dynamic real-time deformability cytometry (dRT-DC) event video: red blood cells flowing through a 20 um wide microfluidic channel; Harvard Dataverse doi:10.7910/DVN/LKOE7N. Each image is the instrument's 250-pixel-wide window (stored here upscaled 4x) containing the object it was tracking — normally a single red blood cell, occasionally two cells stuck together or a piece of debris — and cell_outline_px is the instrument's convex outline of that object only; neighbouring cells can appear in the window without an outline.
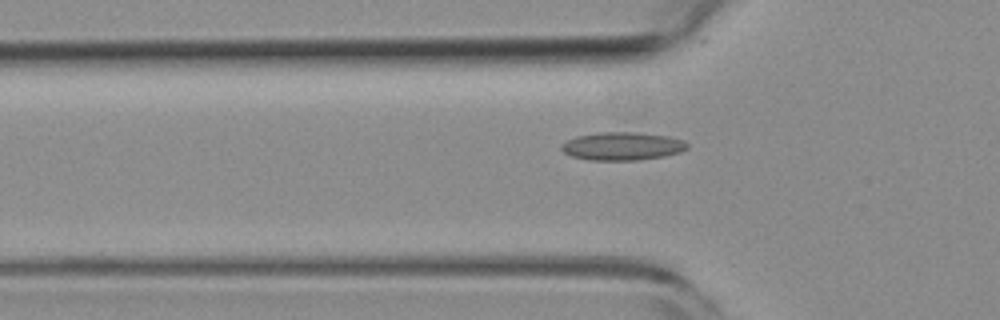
{"species": "common noctule bat (a hibernating species)", "species_latin": "Nyctalus noctula", "temperature_condition": "room temperature", "stored_images_in_passage": 44, "camera_frame_rate_fps": 3000, "um_per_image_px": 0.085, "animal": {"sex": "female", "body_mass_g": 19.3, "forearm_length_mm": 54.1}, "frame": {"image": 1, "passage_image": 12, "time_ms": 3.667, "image_size_px": [1000, 320], "cell_outline_px": [[688, 148], [680, 152], [664, 156], [636, 160], [588, 160], [572, 156], [564, 152], [560, 148], [560, 144], [576, 136], [600, 132], [636, 132], [668, 136], [684, 140], [688, 144]], "centroid_in_image_um": [52.89, 12.42], "position_along_channel_um": 72.9, "area_um2": 20.63}}
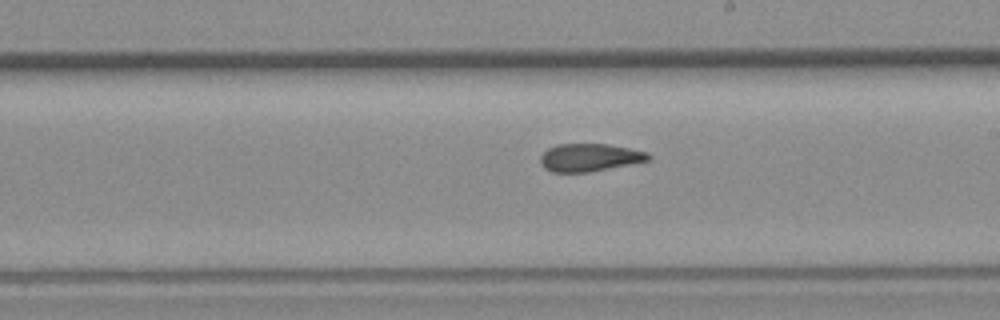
{"frame": {"image": 2, "passage_image": 25, "time_ms": 8.0, "image_size_px": [1000, 320], "cell_outline_px": [[652, 156], [648, 160], [588, 172], [552, 172], [544, 168], [540, 160], [540, 156], [548, 148], [556, 144], [608, 144], [648, 152]], "centroid_in_image_um": [50.08, 13.38], "position_along_channel_um": 238.9, "area_um2": 17.28}}
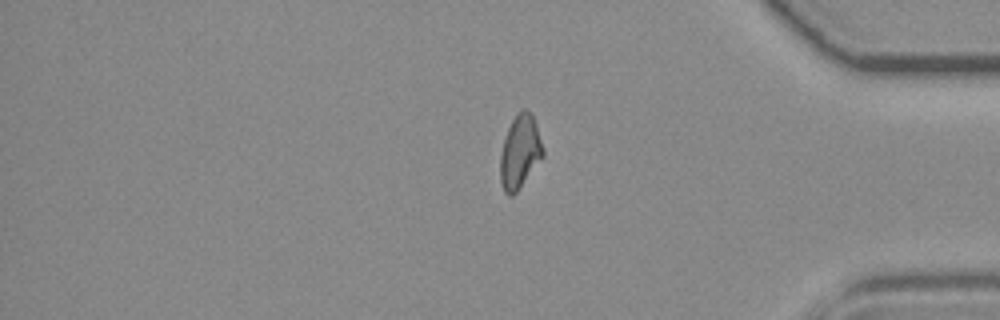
{"frame": {"image": 3, "passage_image": 39, "time_ms": 12.667, "image_size_px": [1000, 320], "cell_outline_px": [[544, 156], [516, 192], [512, 196], [508, 196], [504, 192], [500, 180], [500, 156], [504, 136], [516, 112], [520, 108], [524, 108], [532, 112], [544, 148]], "centroid_in_image_um": [44.19, 12.87], "position_along_channel_um": 391.0, "area_um2": 18.55}, "authors_computed_cell_mechanics": {"area_um2": 18.3226, "velocity_mm_per_s": 3.8189, "shape_relaxation_time_tau1_ms": null, "shape_relaxation_time_tau2_ms": 2.6617, "deformation_change_tau1": null, "deformation_change_tau2": 0.0928}}